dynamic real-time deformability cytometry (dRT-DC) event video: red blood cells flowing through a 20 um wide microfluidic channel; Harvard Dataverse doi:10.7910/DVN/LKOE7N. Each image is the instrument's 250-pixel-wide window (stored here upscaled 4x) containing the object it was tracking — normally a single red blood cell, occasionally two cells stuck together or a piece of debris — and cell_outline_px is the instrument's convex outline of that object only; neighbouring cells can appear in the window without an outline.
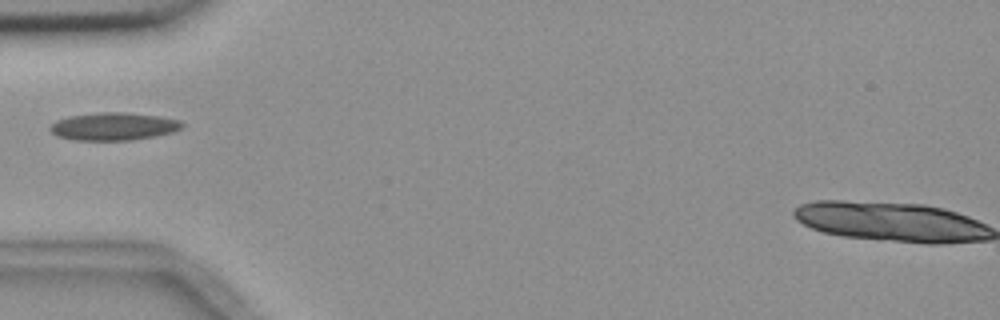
{"species": "common noctule bat (a hibernating species)", "species_latin": "Nyctalus noctula", "temperature_condition": "room temperature", "stored_images_in_passage": 2, "camera_frame_rate_fps": 3000, "um_per_image_px": 0.085, "animal": {"sex": "female", "body_mass_g": 18.4}, "frame": {"image": 1, "passage_image": 1, "time_ms": 0.0, "image_size_px": [1000, 320], "cell_outline_px": [[184, 124], [180, 128], [172, 132], [156, 136], [132, 140], [72, 140], [56, 136], [48, 128], [56, 120], [68, 116], [100, 112], [124, 112], [160, 116], [180, 120]], "centroid_in_image_um": [9.63, 10.74], "position_along_channel_um": 75.4, "area_um2": 21.44}}